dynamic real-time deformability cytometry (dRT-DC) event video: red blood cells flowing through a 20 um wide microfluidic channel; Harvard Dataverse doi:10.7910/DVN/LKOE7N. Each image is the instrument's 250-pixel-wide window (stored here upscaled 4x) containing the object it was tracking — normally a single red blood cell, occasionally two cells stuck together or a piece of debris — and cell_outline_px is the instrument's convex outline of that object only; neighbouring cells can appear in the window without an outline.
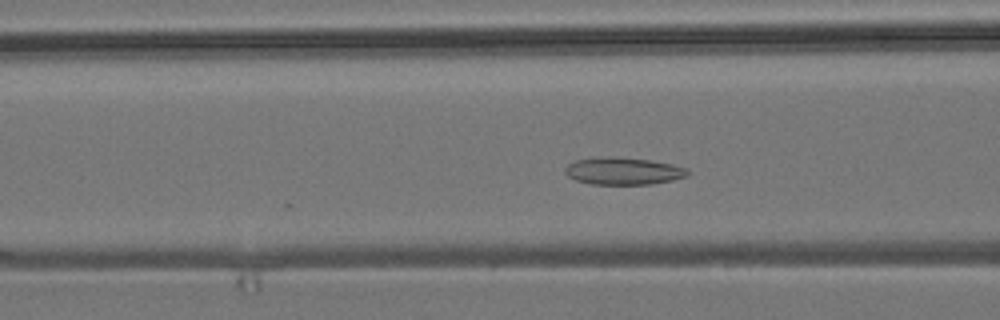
{"species": "common noctule bat (a hibernating species)", "species_latin": "Nyctalus noctula", "temperature_condition": "room temperature", "stored_images_in_passage": 25, "camera_frame_rate_fps": 3000, "um_per_image_px": 0.085, "animal": {"sex": "male", "body_mass_g": 19.2, "forearm_length_mm": 51.8}, "frame": {"image": 1, "passage_image": 17, "time_ms": 5.333, "image_size_px": [1000, 320], "cell_outline_px": [[688, 176], [672, 180], [652, 184], [592, 184], [576, 180], [568, 176], [564, 172], [564, 168], [568, 164], [576, 160], [608, 156], [652, 160], [672, 164], [688, 168]], "centroid_in_image_um": [52.99, 14.54], "position_along_channel_um": 113.6, "area_um2": 19.48}}
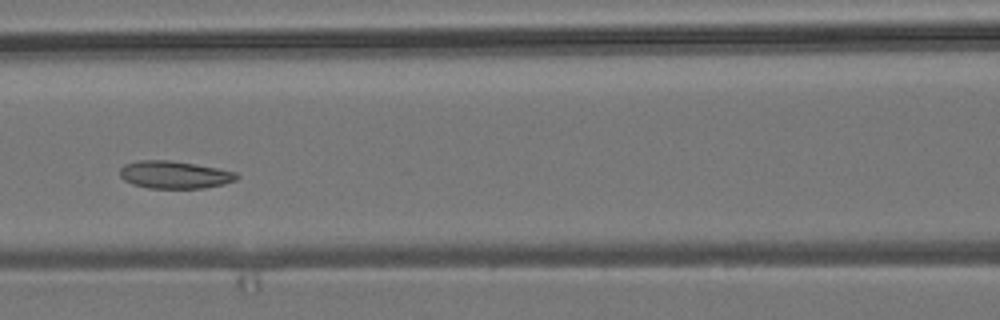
{"frame": {"image": 2, "passage_image": 20, "time_ms": 6.333, "image_size_px": [1000, 320], "cell_outline_px": [[240, 176], [236, 180], [224, 184], [204, 188], [148, 188], [132, 184], [124, 180], [120, 176], [120, 168], [124, 164], [140, 160], [172, 160], [216, 168], [236, 172]], "centroid_in_image_um": [14.82, 14.85], "position_along_channel_um": 151.8, "area_um2": 18.79}}
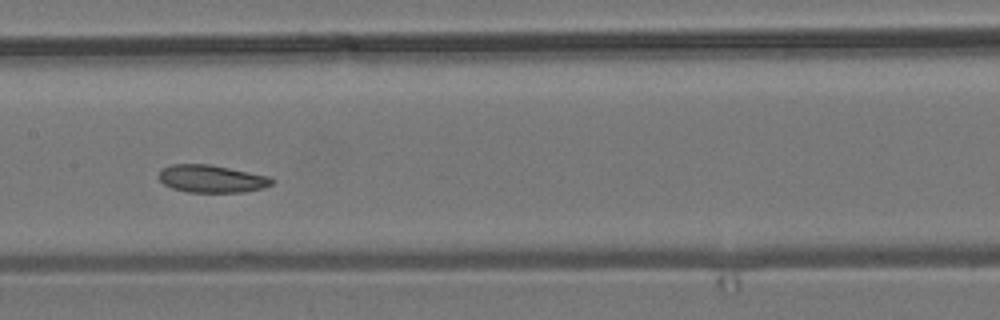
{"frame": {"image": 3, "passage_image": 23, "time_ms": 7.333, "image_size_px": [1000, 320], "cell_outline_px": [[276, 180], [272, 184], [264, 188], [244, 192], [188, 192], [172, 188], [164, 184], [160, 180], [160, 168], [172, 164], [208, 164], [268, 176]], "centroid_in_image_um": [17.99, 15.2], "position_along_channel_um": 189.4, "area_um2": 18.09}}